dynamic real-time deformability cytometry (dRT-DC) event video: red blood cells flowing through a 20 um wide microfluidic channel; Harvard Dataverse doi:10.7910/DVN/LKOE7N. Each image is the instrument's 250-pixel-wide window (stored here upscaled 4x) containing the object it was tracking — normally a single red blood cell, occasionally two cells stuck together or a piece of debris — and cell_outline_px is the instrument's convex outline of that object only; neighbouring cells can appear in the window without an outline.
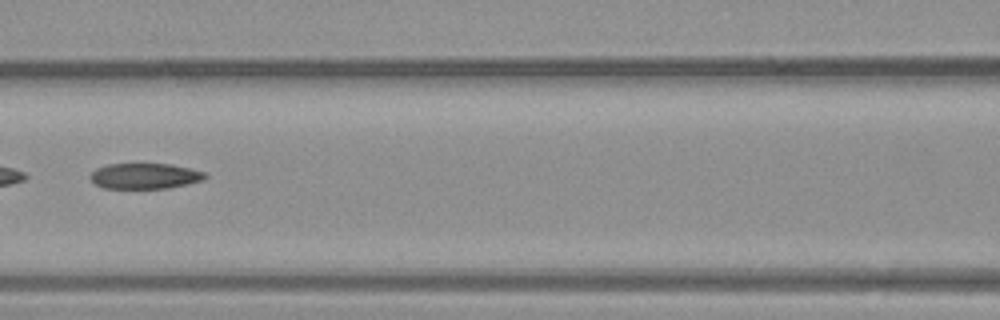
{"species": "common noctule bat (a hibernating species)", "species_latin": "Nyctalus noctula", "temperature_condition": "warm", "stored_images_in_passage": 39, "camera_frame_rate_fps": 3000, "um_per_image_px": 0.085, "animal": {"sex": "male", "body_mass_g": 23.1, "forearm_length_mm": 52.7}, "frame": {"image": 1, "passage_image": 18, "time_ms": 5.667, "image_size_px": [1000, 320], "cell_outline_px": [[208, 176], [204, 180], [188, 184], [168, 188], [104, 188], [96, 184], [88, 176], [96, 168], [108, 164], [172, 164], [204, 172]], "centroid_in_image_um": [12.32, 14.96], "position_along_channel_um": 154.3, "area_um2": 17.11}}
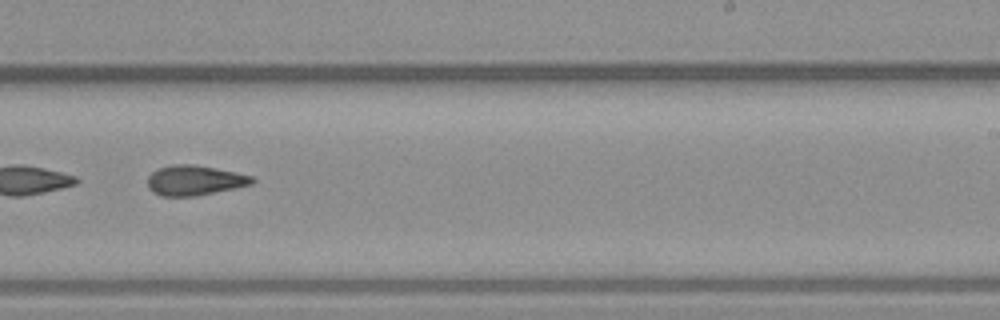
{"frame": {"image": 2, "passage_image": 25, "time_ms": 8.0, "image_size_px": [1000, 320], "cell_outline_px": [[256, 180], [252, 184], [236, 188], [196, 196], [160, 196], [152, 192], [148, 188], [148, 176], [152, 172], [160, 168], [172, 164], [192, 164], [216, 168], [236, 172], [252, 176]], "centroid_in_image_um": [16.54, 15.33], "position_along_channel_um": 272.5, "area_um2": 18.38}}
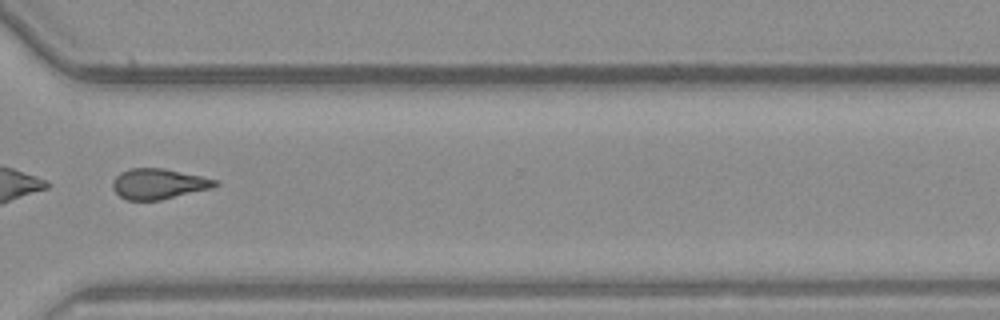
{"frame": {"image": 3, "passage_image": 30, "time_ms": 9.667, "image_size_px": [1000, 320], "cell_outline_px": [[220, 184], [212, 188], [160, 200], [128, 200], [120, 196], [112, 188], [112, 184], [116, 176], [120, 172], [132, 168], [164, 168], [200, 176], [216, 180]], "centroid_in_image_um": [13.47, 15.63], "position_along_channel_um": 357.1, "area_um2": 18.03}}